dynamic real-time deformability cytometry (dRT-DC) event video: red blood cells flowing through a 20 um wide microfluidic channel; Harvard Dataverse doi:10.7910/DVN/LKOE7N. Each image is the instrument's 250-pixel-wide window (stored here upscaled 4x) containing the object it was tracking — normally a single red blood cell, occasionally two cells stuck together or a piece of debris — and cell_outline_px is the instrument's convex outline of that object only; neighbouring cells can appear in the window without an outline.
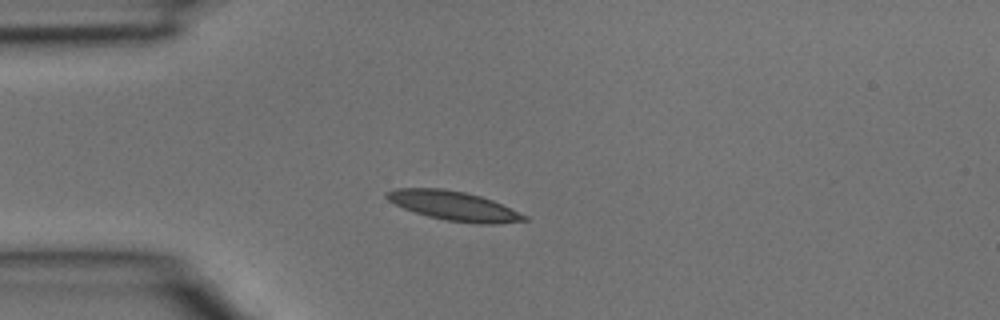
{"species": "common noctule bat (a hibernating species)", "species_latin": "Nyctalus noctula", "temperature_condition": "room temperature", "stored_images_in_passage": 24, "camera_frame_rate_fps": 3000, "um_per_image_px": 0.085, "animal": {"sex": "male", "body_mass_g": 15.6}, "frame": {"image": 1, "passage_image": 1, "time_ms": 0.0, "image_size_px": [1000, 320], "cell_outline_px": [[528, 220], [496, 224], [476, 224], [444, 220], [428, 216], [404, 208], [388, 200], [384, 196], [384, 192], [396, 188], [444, 188], [464, 192], [480, 196], [492, 200], [528, 216]], "centroid_in_image_um": [38.56, 17.5], "position_along_channel_um": 46.4, "area_um2": 23.47}}
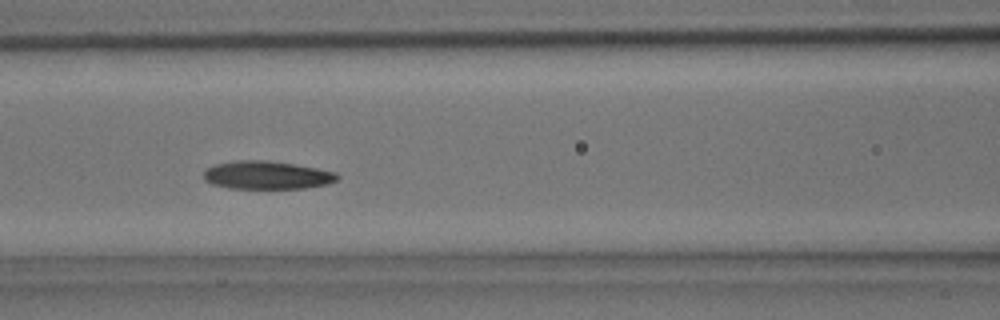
{"frame": {"image": 2, "passage_image": 8, "time_ms": 2.333, "image_size_px": [1000, 320], "cell_outline_px": [[340, 176], [336, 180], [328, 184], [304, 188], [228, 188], [212, 184], [204, 180], [204, 168], [212, 164], [236, 160], [268, 160], [316, 168], [336, 172]], "centroid_in_image_um": [22.63, 14.88], "position_along_channel_um": 144.0, "area_um2": 22.02}}
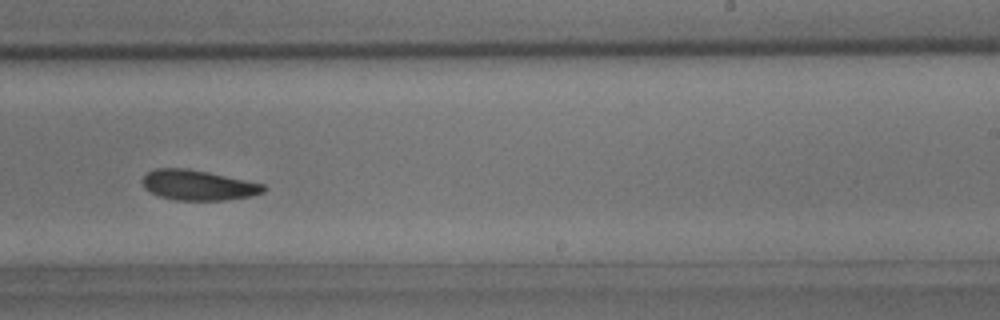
{"frame": {"image": 3, "passage_image": 16, "time_ms": 5.0, "image_size_px": [1000, 320], "cell_outline_px": [[268, 188], [264, 192], [252, 196], [224, 200], [176, 200], [160, 196], [144, 188], [144, 176], [148, 172], [156, 168], [184, 168], [208, 172], [264, 184]], "centroid_in_image_um": [16.88, 15.74], "position_along_channel_um": 272.1, "area_um2": 21.1}}